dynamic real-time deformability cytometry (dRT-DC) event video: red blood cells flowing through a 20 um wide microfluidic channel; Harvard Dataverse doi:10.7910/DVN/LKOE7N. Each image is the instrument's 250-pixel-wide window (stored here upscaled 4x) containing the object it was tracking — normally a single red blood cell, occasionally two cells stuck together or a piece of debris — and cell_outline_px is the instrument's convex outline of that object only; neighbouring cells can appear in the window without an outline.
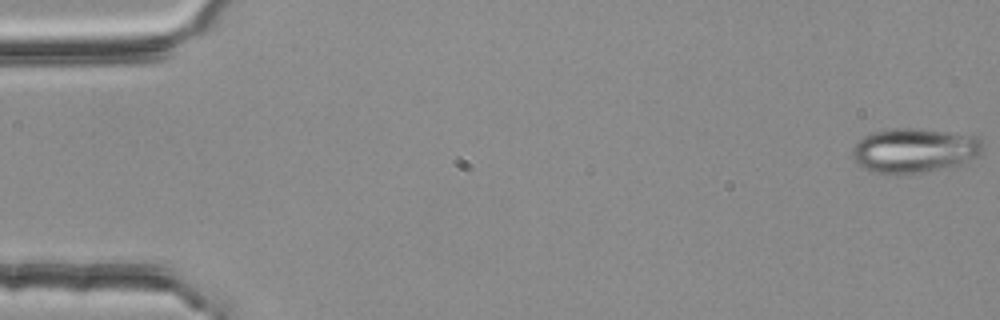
{"species": "common noctule bat (a hibernating species)", "species_latin": "Nyctalus noctula", "temperature_condition": "room temperature", "stored_images_in_passage": 55, "camera_frame_rate_fps": 3000, "um_per_image_px": 0.085, "animal": {"sex": "female", "body_mass_g": 25.1}, "frame": {"image": 1, "passage_image": 1, "time_ms": 0.0, "image_size_px": [1000, 320], "cell_outline_px": [[984, 152], [980, 156], [960, 164], [912, 176], [876, 172], [864, 168], [856, 164], [852, 160], [852, 148], [864, 136], [872, 132], [896, 128], [920, 128], [976, 136], [980, 140], [984, 148]], "centroid_in_image_um": [77.73, 12.81], "position_along_channel_um": 7.3, "area_um2": 34.45}}
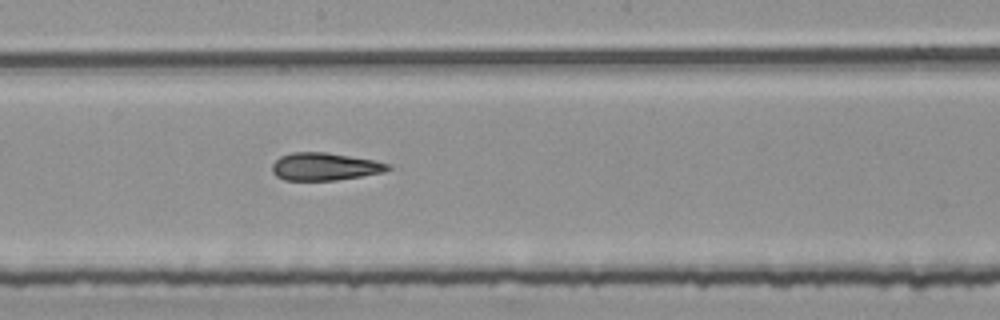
{"frame": {"image": 2, "passage_image": 30, "time_ms": 9.667, "image_size_px": [1000, 320], "cell_outline_px": [[392, 168], [384, 172], [336, 180], [284, 180], [276, 176], [272, 172], [272, 164], [280, 156], [292, 152], [328, 152], [372, 160], [388, 164]], "centroid_in_image_um": [27.56, 14.16], "position_along_channel_um": 220.6, "area_um2": 18.55}}
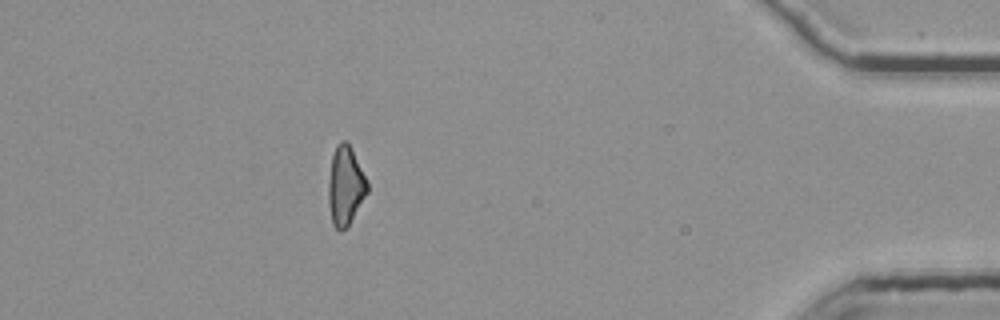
{"frame": {"image": 3, "passage_image": 49, "time_ms": 16.0, "image_size_px": [1000, 320], "cell_outline_px": [[368, 192], [348, 224], [340, 232], [332, 224], [328, 204], [328, 180], [332, 156], [336, 144], [340, 140], [344, 140], [352, 148], [368, 180]], "centroid_in_image_um": [29.35, 15.75], "position_along_channel_um": 405.8, "area_um2": 17.98}, "authors_computed_cell_mechanics": {"area_um2": 18.9584, "velocity_mm_per_s": 3.7796, "shape_relaxation_time_tau1_ms": null, "shape_relaxation_time_tau2_ms": 5.1365, "deformation_change_tau1": null, "deformation_change_tau2": 0.1492}}